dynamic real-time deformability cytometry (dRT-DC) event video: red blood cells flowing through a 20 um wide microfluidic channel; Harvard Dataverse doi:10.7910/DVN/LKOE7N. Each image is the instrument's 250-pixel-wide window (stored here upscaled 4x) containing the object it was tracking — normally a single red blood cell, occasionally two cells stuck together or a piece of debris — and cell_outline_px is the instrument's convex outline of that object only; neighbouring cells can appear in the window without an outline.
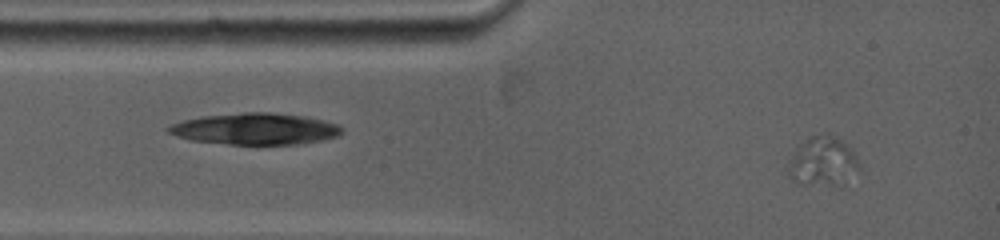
{"species": "common noctule bat (a hibernating species)", "species_latin": "Nyctalus noctula", "temperature_condition": "warm", "stored_images_in_passage": 74, "camera_frame_rate_fps": 5000, "um_per_image_px": 0.085, "animal": {"sex": "female", "body_mass_g": 19.0, "forearm_length_mm": 53.3}, "frame": {"image": 1, "passage_image": 3, "time_ms": 0.6, "image_size_px": [1000, 240], "cell_outline_px": [[848, 160], [828, 180], [804, 184], [800, 184], [788, 172], [808, 140], [812, 136], [816, 136], [832, 140], [844, 144], [848, 148]], "centroid_in_image_um": [69.61, 13.64], "position_along_channel_um": 15.4, "area_um2": 13.93}}
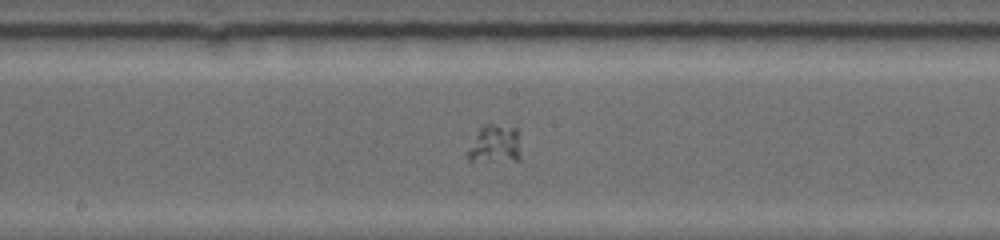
{"frame": {"image": 2, "passage_image": 27, "time_ms": 6.6, "image_size_px": [1000, 240], "cell_outline_px": [[520, 160], [472, 164], [468, 160], [468, 148], [480, 128], [484, 124], [492, 124], [516, 128], [520, 152]], "centroid_in_image_um": [42.03, 12.33], "position_along_channel_um": 206.2, "area_um2": 12.2}}
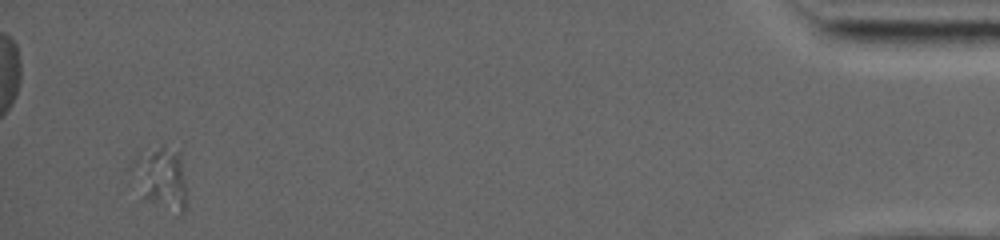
{"frame": {"image": 3, "passage_image": 66, "time_ms": 15.6, "image_size_px": [1000, 240], "cell_outline_px": [[188, 200], [184, 212], [180, 216], [148, 200], [144, 196], [128, 168], [136, 156], [160, 144], [180, 148]], "centroid_in_image_um": [13.75, 15.09], "position_along_channel_um": 421.5, "area_um2": 20.46}}